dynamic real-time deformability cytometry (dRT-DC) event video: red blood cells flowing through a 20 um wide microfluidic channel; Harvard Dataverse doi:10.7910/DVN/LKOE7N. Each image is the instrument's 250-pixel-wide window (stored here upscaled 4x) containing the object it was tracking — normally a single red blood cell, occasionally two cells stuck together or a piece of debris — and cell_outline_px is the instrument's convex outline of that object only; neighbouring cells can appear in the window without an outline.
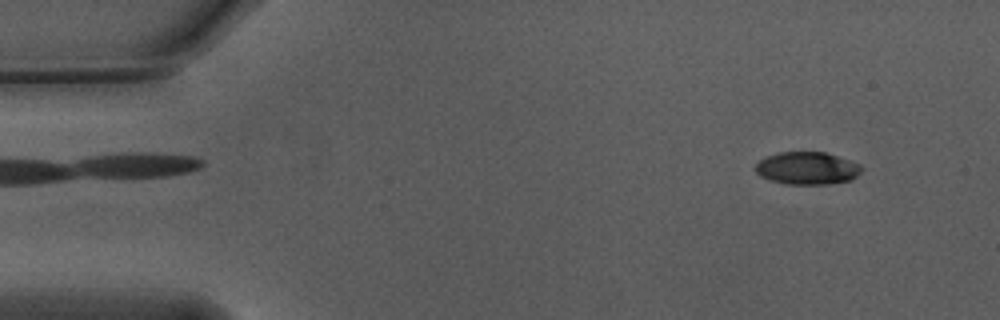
{"species": "Egyptian fruit bat (a non-hibernating species)", "species_latin": "Rousettus aegyptiacus", "temperature_condition": "warm", "stored_images_in_passage": 56, "segment_of_instrument_passage": [1, 2], "camera_frame_rate_fps": 3000, "um_per_image_px": 0.085, "animal": {"sex": "male"}, "frame": {"image": 1, "passage_image": 5, "time_ms": 1.333, "image_size_px": [1000, 320], "cell_outline_px": [[864, 168], [852, 180], [824, 184], [788, 184], [768, 180], [760, 176], [756, 172], [756, 164], [764, 156], [780, 152], [824, 152], [860, 164]], "centroid_in_image_um": [68.59, 14.3], "position_along_channel_um": 16.4, "area_um2": 20.11}}
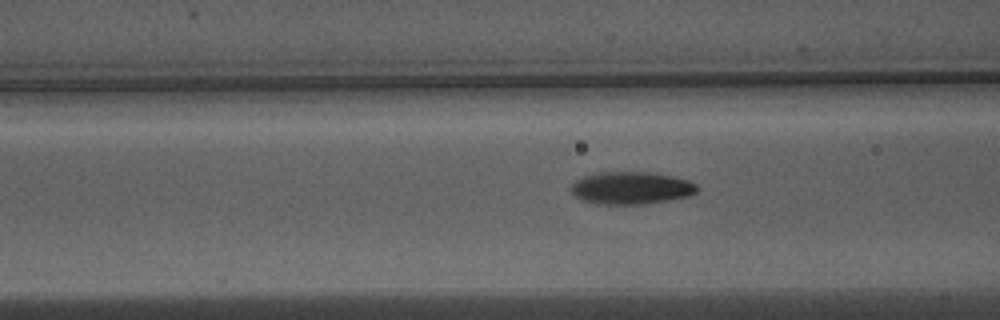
{"frame": {"image": 2, "passage_image": 21, "time_ms": 6.667, "image_size_px": [1000, 320], "cell_outline_px": [[696, 192], [688, 196], [668, 200], [640, 204], [596, 204], [584, 200], [576, 196], [572, 192], [572, 184], [576, 180], [584, 176], [600, 172], [644, 172], [668, 176], [688, 180], [696, 184]], "centroid_in_image_um": [53.62, 15.98], "position_along_channel_um": 113.0, "area_um2": 23.35}}
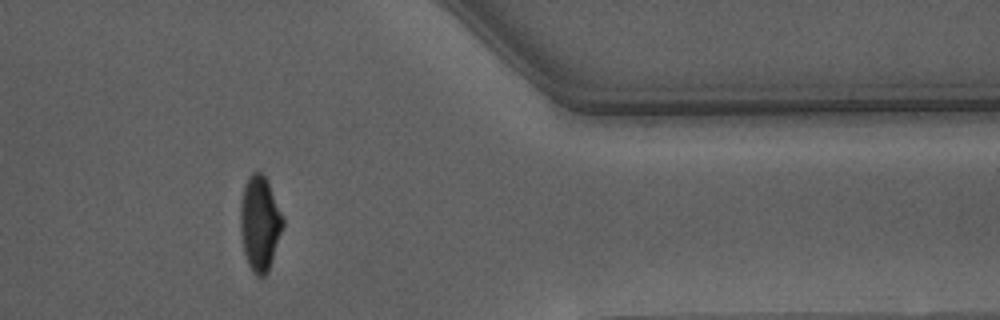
{"frame": {"image": 3, "passage_image": 45, "time_ms": 14.667, "image_size_px": [1000, 320], "cell_outline_px": [[284, 224], [268, 272], [264, 276], [256, 276], [252, 272], [248, 264], [244, 252], [240, 228], [240, 204], [244, 184], [248, 176], [252, 172], [260, 172], [264, 176], [268, 184], [284, 220]], "centroid_in_image_um": [22.06, 19.0], "position_along_channel_um": 389.3, "area_um2": 23.24}}